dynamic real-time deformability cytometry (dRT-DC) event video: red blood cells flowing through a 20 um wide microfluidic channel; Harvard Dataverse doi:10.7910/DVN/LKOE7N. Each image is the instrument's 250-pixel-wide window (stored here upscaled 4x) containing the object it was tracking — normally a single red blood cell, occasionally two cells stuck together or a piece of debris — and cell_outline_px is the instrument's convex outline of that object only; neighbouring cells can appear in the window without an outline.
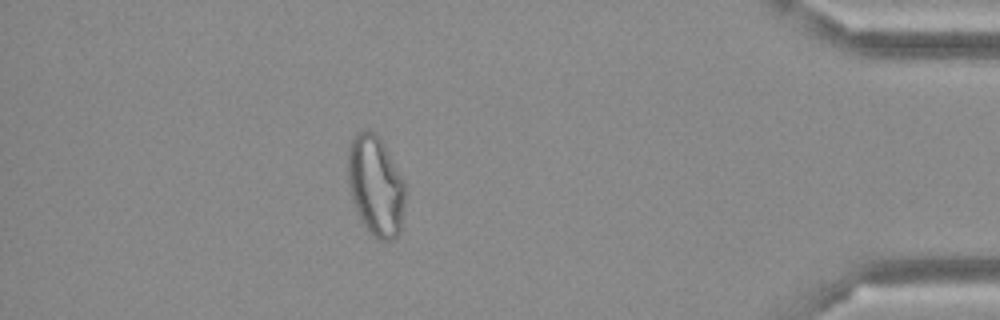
{"species": "Egyptian fruit bat (a non-hibernating species)", "species_latin": "Rousettus aegyptiacus", "temperature_condition": "cold", "stored_images_in_passage": 46, "camera_frame_rate_fps": 3000, "um_per_image_px": 0.085, "frame": {"image": 1, "passage_image": 40, "time_ms": 13.0, "image_size_px": [1000, 320], "cell_outline_px": [[404, 204], [400, 232], [392, 240], [380, 240], [372, 236], [368, 232], [356, 212], [352, 200], [348, 184], [348, 144], [360, 132], [368, 128], [380, 136], [404, 180]], "centroid_in_image_um": [31.92, 15.79], "position_along_channel_um": 403.3, "area_um2": 33.7}}